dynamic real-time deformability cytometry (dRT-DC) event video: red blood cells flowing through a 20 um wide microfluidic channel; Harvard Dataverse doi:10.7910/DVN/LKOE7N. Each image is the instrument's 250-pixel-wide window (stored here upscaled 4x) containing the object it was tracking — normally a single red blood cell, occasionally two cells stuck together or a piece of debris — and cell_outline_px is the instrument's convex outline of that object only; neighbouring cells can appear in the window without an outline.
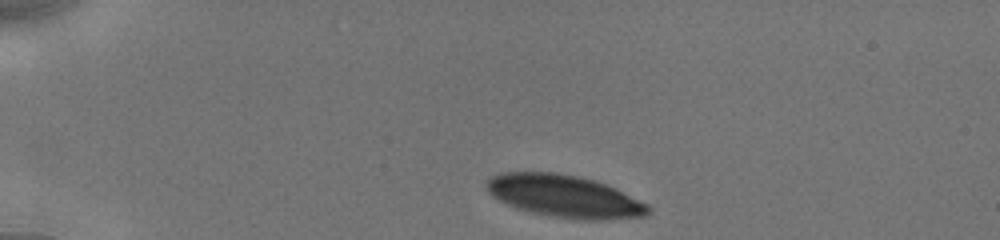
{"species": "human", "species_latin": "Homo sapiens", "temperature_condition": "cold", "stored_images_in_passage": 10, "camera_frame_rate_fps": 3000, "um_per_image_px": 0.085, "donor": {"sex": "male"}, "frame": {"image": 1, "passage_image": 1, "time_ms": 0.0, "image_size_px": [1000, 240], "cell_outline_px": [[652, 212], [644, 216], [604, 220], [580, 220], [552, 216], [532, 212], [516, 208], [492, 196], [488, 192], [484, 184], [492, 176], [500, 172], [556, 172], [580, 176], [616, 188], [648, 204], [652, 208]], "centroid_in_image_um": [47.99, 16.68], "position_along_channel_um": 37.0, "area_um2": 40.06}}
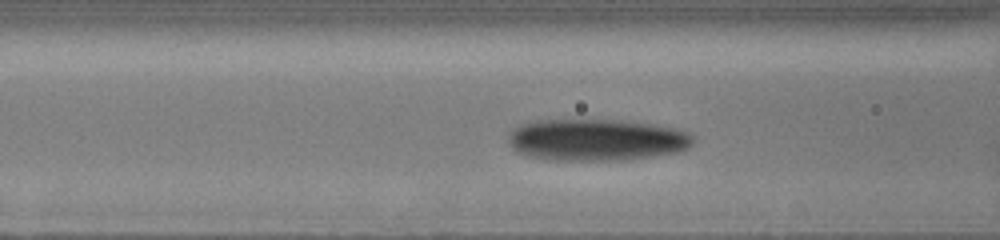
{"frame": {"image": 2, "passage_image": 6, "time_ms": 3.667, "image_size_px": [1000, 240], "cell_outline_px": [[692, 144], [688, 148], [680, 152], [624, 160], [548, 160], [524, 156], [516, 152], [508, 144], [508, 136], [512, 128], [520, 124], [536, 120], [620, 120], [652, 124], [676, 128], [688, 132], [692, 136]], "centroid_in_image_um": [50.65, 11.89], "position_along_channel_um": 116.0, "area_um2": 45.49}}
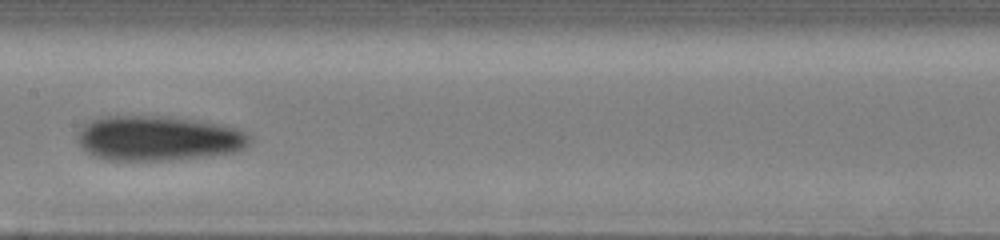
{"frame": {"image": 3, "passage_image": 9, "time_ms": 5.667, "image_size_px": [1000, 240], "cell_outline_px": [[252, 140], [244, 148], [236, 152], [208, 156], [172, 160], [104, 160], [92, 156], [84, 152], [76, 136], [80, 128], [84, 124], [100, 116], [172, 116], [200, 120], [220, 124], [236, 128], [252, 136]], "centroid_in_image_um": [13.44, 11.75], "position_along_channel_um": 194.0, "area_um2": 45.78}}